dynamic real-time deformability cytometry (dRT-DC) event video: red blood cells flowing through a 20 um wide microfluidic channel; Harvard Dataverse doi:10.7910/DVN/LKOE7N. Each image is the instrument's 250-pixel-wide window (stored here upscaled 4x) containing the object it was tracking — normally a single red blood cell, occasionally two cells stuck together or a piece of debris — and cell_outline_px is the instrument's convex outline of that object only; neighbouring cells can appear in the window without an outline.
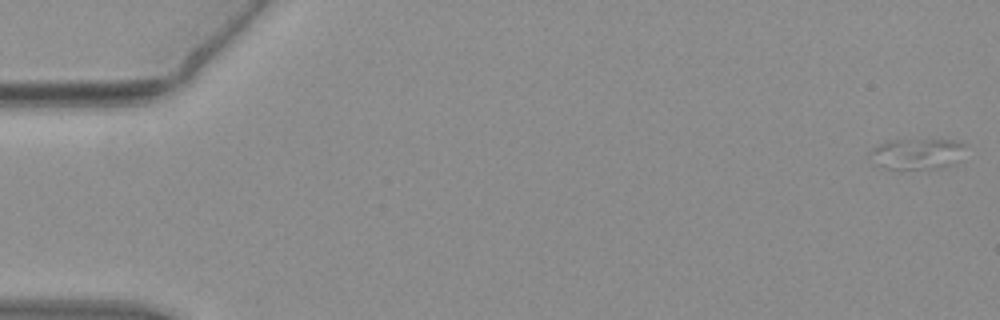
{"species": "common noctule bat (a hibernating species)", "species_latin": "Nyctalus noctula", "temperature_condition": "warm", "stored_images_in_passage": 54, "camera_frame_rate_fps": 3000, "um_per_image_px": 0.085, "animal": {"sex": "female", "body_mass_g": 19.3, "forearm_length_mm": 54.1}, "frame": {"image": 1, "passage_image": 1, "time_ms": 0.0, "image_size_px": [1000, 320], "cell_outline_px": [[968, 144], [948, 164], [940, 168], [884, 168], [872, 164], [868, 156], [868, 152], [872, 148], [888, 140], [952, 140]], "centroid_in_image_um": [77.79, 13.05], "position_along_channel_um": 7.2, "area_um2": 16.7}}
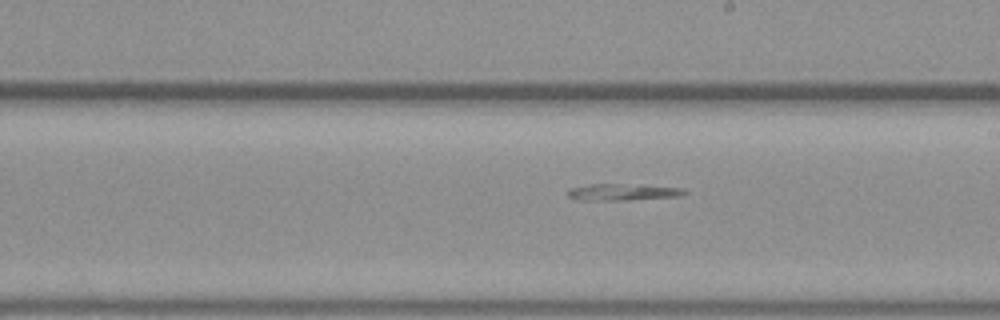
{"frame": {"image": 2, "passage_image": 31, "time_ms": 10.0, "image_size_px": [1000, 320], "cell_outline_px": [[688, 192], [680, 196], [628, 200], [580, 200], [568, 196], [564, 192], [572, 188], [588, 184], [620, 184], [684, 188]], "centroid_in_image_um": [52.9, 16.33], "position_along_channel_um": 236.1, "area_um2": 11.21}}
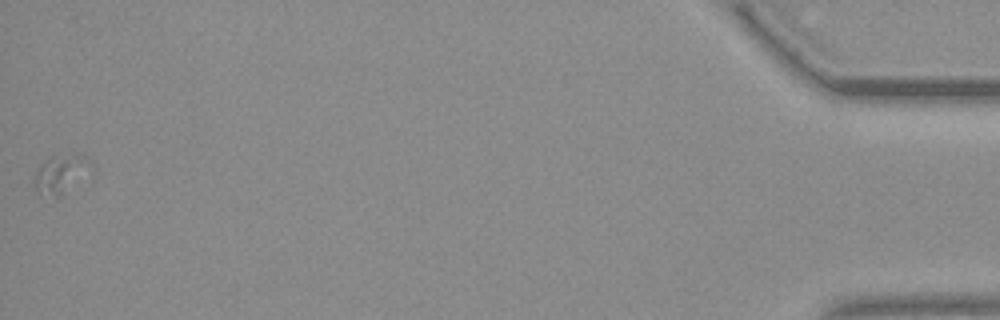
{"frame": {"image": 3, "passage_image": 54, "time_ms": 17.667, "image_size_px": [1000, 320], "cell_outline_px": [[92, 164], [60, 196], [56, 196], [36, 188], [36, 172], [40, 164], [44, 160], [52, 156], [80, 152], [92, 160]], "centroid_in_image_um": [5.19, 14.64], "position_along_channel_um": 430.0, "area_um2": 11.68}}